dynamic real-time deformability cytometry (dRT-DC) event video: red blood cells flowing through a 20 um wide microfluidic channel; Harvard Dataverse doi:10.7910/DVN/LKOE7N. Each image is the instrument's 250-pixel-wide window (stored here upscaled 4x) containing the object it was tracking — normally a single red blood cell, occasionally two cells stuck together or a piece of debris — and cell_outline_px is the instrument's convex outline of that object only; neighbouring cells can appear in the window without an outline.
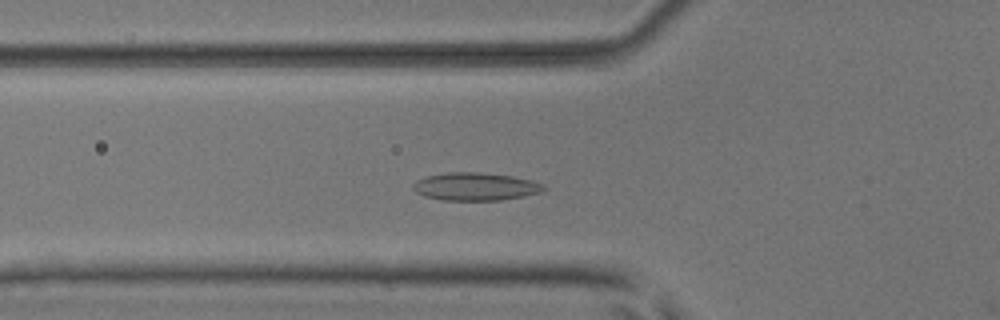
{"species": "common noctule bat (a hibernating species)", "species_latin": "Nyctalus noctula", "temperature_condition": "room temperature", "stored_images_in_passage": 48, "camera_frame_rate_fps": 3000, "um_per_image_px": 0.085, "animal": {"sex": "male", "body_mass_g": 17.9, "forearm_length_mm": 54.2}, "frame": {"image": 1, "passage_image": 15, "time_ms": 4.667, "image_size_px": [1000, 320], "cell_outline_px": [[548, 188], [540, 192], [524, 196], [500, 200], [444, 200], [424, 196], [416, 192], [412, 188], [412, 184], [416, 180], [424, 176], [448, 172], [476, 172], [512, 176], [532, 180], [544, 184]], "centroid_in_image_um": [40.4, 15.85], "position_along_channel_um": 85.4, "area_um2": 21.33}}
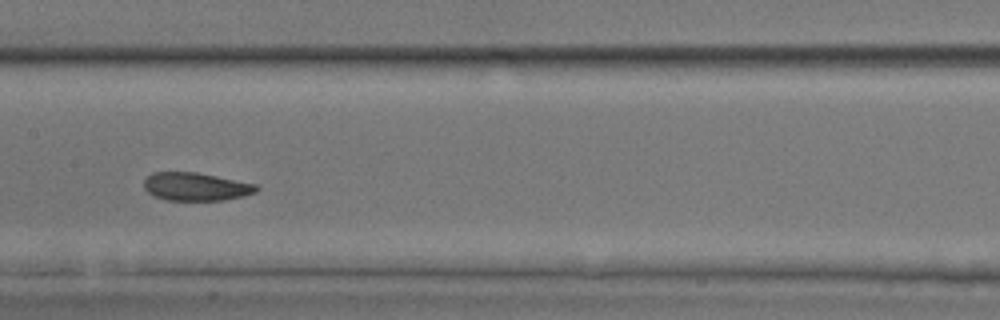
{"frame": {"image": 2, "passage_image": 23, "time_ms": 7.333, "image_size_px": [1000, 320], "cell_outline_px": [[260, 188], [256, 192], [244, 196], [224, 200], [164, 200], [148, 192], [144, 188], [144, 180], [152, 172], [196, 172], [256, 184]], "centroid_in_image_um": [16.66, 15.86], "position_along_channel_um": 190.7, "area_um2": 18.38}}
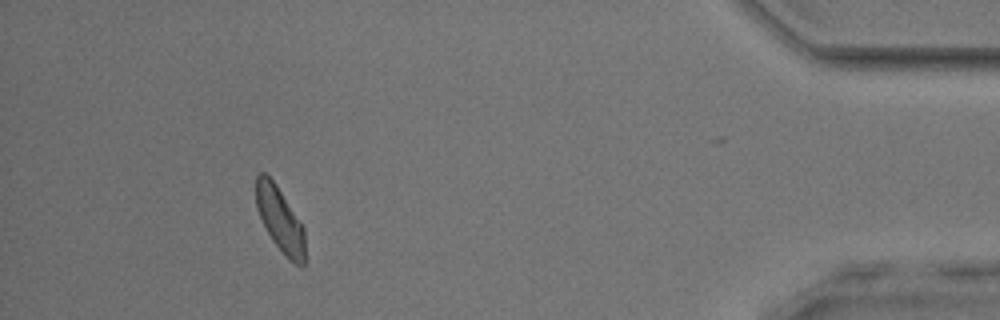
{"frame": {"image": 3, "passage_image": 44, "time_ms": 14.333, "image_size_px": [1000, 320], "cell_outline_px": [[304, 268], [300, 268], [272, 240], [260, 216], [256, 204], [256, 176], [260, 172], [264, 172], [276, 184], [304, 228]], "centroid_in_image_um": [23.8, 18.63], "position_along_channel_um": 411.4, "area_um2": 17.86}, "authors_computed_cell_mechanics": {"area_um2": 19.3052, "velocity_mm_per_s": 3.9613, "shape_relaxation_time_tau1_ms": 3.1367, "shape_relaxation_time_tau2_ms": 2.9137, "deformation_change_tau1": 0.0757, "deformation_change_tau2": 0.0791}}